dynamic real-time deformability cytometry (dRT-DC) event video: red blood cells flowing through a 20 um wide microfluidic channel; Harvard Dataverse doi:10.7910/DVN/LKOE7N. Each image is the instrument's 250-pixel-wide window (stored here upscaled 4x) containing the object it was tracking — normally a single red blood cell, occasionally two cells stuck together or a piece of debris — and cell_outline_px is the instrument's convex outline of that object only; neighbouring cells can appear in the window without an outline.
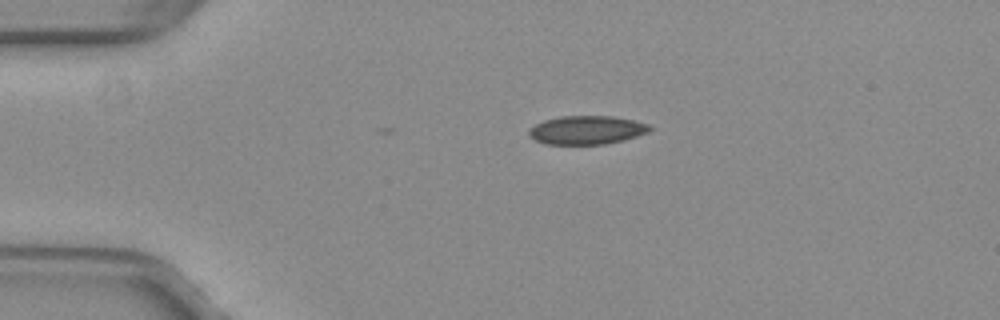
{"species": "common noctule bat (a hibernating species)", "species_latin": "Nyctalus noctula", "temperature_condition": "warm", "stored_images_in_passage": 33, "camera_frame_rate_fps": 3000, "um_per_image_px": 0.085, "animal": {"sex": "female", "body_mass_g": 29.2, "forearm_length_mm": 56.3}, "frame": {"image": 1, "passage_image": 1, "time_ms": 0.0, "image_size_px": [1000, 320], "cell_outline_px": [[652, 128], [648, 132], [624, 140], [604, 144], [544, 144], [528, 136], [528, 132], [536, 124], [544, 120], [560, 116], [612, 116], [632, 120], [648, 124]], "centroid_in_image_um": [49.86, 11.05], "position_along_channel_um": 35.1, "area_um2": 20.0}}
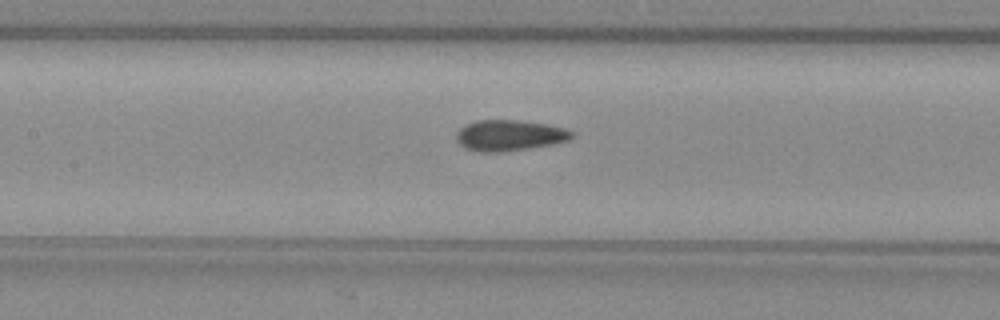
{"frame": {"image": 2, "passage_image": 14, "time_ms": 4.333, "image_size_px": [1000, 320], "cell_outline_px": [[572, 136], [568, 140], [552, 144], [500, 152], [480, 152], [464, 148], [456, 140], [456, 132], [464, 124], [476, 120], [520, 120], [548, 124], [564, 128], [572, 132]], "centroid_in_image_um": [43.24, 11.49], "position_along_channel_um": 164.2, "area_um2": 20.75}}
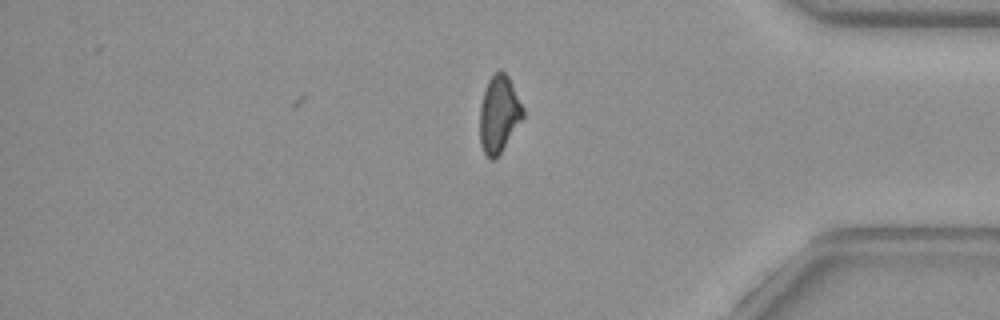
{"frame": {"image": 3, "passage_image": 33, "time_ms": 10.667, "image_size_px": [1000, 320], "cell_outline_px": [[524, 116], [500, 152], [492, 160], [488, 160], [480, 144], [480, 104], [484, 88], [488, 80], [500, 68], [508, 76], [524, 108]], "centroid_in_image_um": [42.39, 9.67], "position_along_channel_um": 392.8, "area_um2": 19.25}, "authors_computed_cell_mechanics": {"area_um2": 20.4034, "velocity_mm_per_s": 3.9993, "shape_relaxation_time_tau1_ms": null, "shape_relaxation_time_tau2_ms": 2.1359, "deformation_change_tau1": null, "deformation_change_tau2": 0.0785}}